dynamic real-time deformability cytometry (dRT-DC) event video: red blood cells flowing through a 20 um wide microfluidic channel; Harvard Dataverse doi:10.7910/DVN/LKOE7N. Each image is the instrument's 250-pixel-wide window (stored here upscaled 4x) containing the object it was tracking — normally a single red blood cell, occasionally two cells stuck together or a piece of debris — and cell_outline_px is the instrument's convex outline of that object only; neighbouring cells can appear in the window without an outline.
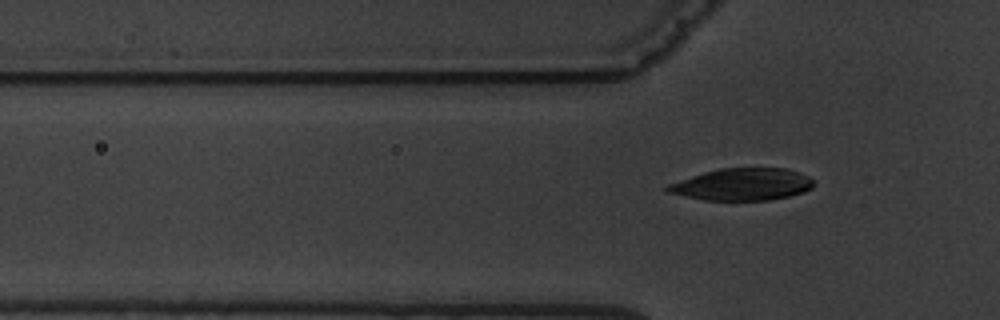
{"species": "common noctule bat (a hibernating species)", "species_latin": "Nyctalus noctula", "temperature_condition": "warm", "stored_images_in_passage": 5, "segment_of_instrument_passage": [2, 2], "camera_frame_rate_fps": 3000, "um_per_image_px": 0.085, "animal": {"sex": "male", "body_mass_g": 19.5, "forearm_length_mm": 54.6}, "frame": {"image": 1, "passage_image": 5, "time_ms": 4.667, "image_size_px": [1000, 320], "cell_outline_px": [[816, 184], [812, 188], [804, 192], [788, 196], [768, 200], [704, 200], [668, 192], [664, 188], [668, 184], [704, 172], [720, 168], [788, 168], [800, 172], [816, 180]], "centroid_in_image_um": [63.16, 15.66], "position_along_channel_um": 62.6, "area_um2": 27.4}}